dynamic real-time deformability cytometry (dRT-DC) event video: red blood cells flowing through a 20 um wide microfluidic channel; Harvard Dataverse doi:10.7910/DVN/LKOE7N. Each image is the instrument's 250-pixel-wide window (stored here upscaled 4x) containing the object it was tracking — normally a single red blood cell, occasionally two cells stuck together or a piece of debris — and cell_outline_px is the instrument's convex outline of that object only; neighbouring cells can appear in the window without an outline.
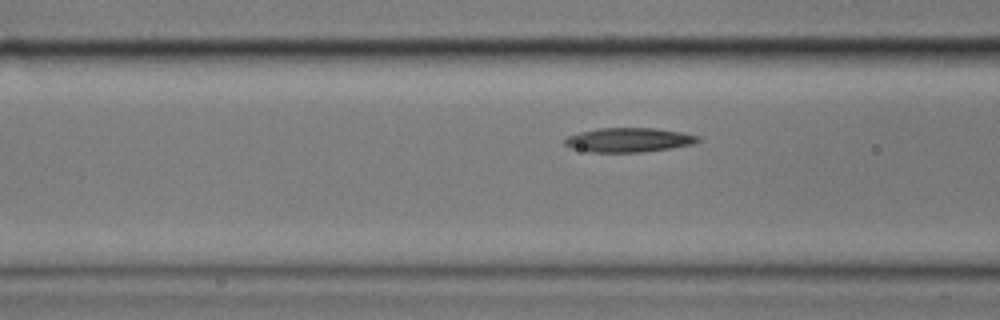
{"species": "common noctule bat (a hibernating species)", "species_latin": "Nyctalus noctula", "temperature_condition": "cold", "stored_images_in_passage": 15, "camera_frame_rate_fps": 3000, "um_per_image_px": 0.085, "animal": {"sex": "male", "body_mass_g": 17.9}, "frame": {"image": 1, "passage_image": 13, "time_ms": 4.0, "image_size_px": [1000, 320], "cell_outline_px": [[700, 140], [692, 144], [672, 148], [644, 152], [588, 152], [572, 148], [564, 144], [564, 140], [568, 136], [580, 132], [600, 128], [656, 128], [680, 132], [700, 136]], "centroid_in_image_um": [53.44, 11.9], "position_along_channel_um": 113.2, "area_um2": 18.84}}